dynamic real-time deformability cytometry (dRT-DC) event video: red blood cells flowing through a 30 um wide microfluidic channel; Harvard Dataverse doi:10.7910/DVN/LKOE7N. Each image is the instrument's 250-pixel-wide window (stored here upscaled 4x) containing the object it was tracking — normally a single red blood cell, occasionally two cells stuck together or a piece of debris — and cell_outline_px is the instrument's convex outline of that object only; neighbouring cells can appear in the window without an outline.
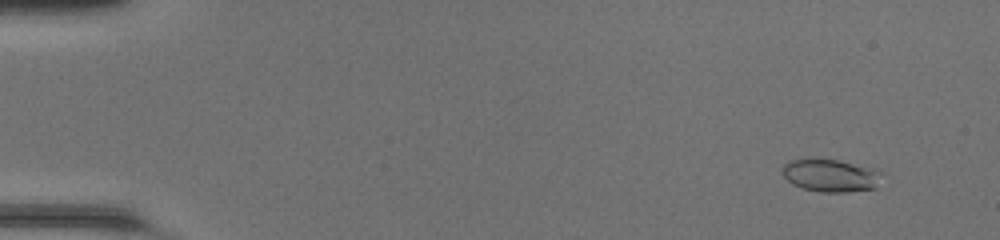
{"species": "common noctule bat (a hibernating species)", "species_latin": "Nyctalus noctula", "temperature_condition": "room temperature", "stored_images_in_passage": 49, "camera_frame_rate_fps": 3000, "um_per_image_px": 0.085, "animal": {"sex": "female", "body_mass_g": 20.0, "forearm_length_mm": 54.0}, "frame": {"image": 1, "passage_image": 4, "time_ms": 1.0, "image_size_px": [1000, 240], "cell_outline_px": [[884, 172], [876, 188], [848, 192], [820, 192], [804, 188], [792, 184], [780, 172], [784, 164], [788, 160], [816, 156], [876, 168]], "centroid_in_image_um": [70.59, 14.88], "position_along_channel_um": 14.4, "area_um2": 19.65}}
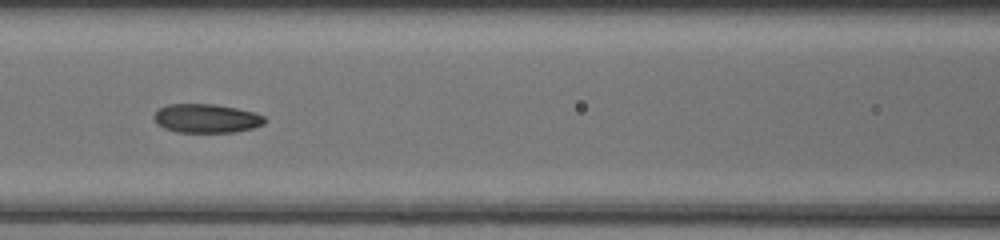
{"frame": {"image": 2, "passage_image": 23, "time_ms": 7.333, "image_size_px": [1000, 240], "cell_outline_px": [[268, 120], [264, 124], [252, 128], [236, 132], [176, 132], [164, 128], [156, 124], [152, 116], [160, 108], [168, 104], [216, 104], [256, 112], [264, 116]], "centroid_in_image_um": [17.56, 10.06], "position_along_channel_um": 149.0, "area_um2": 18.84}}
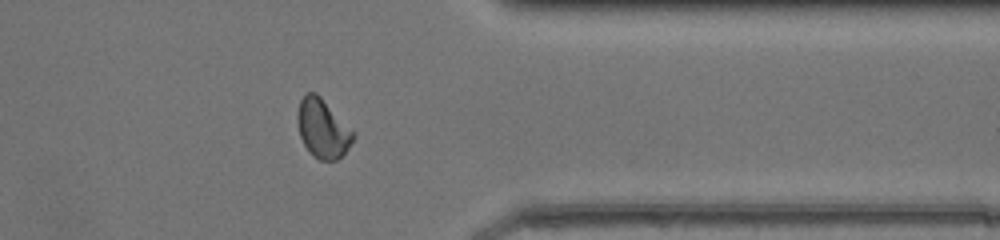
{"frame": {"image": 3, "passage_image": 40, "time_ms": 13.0, "image_size_px": [1000, 240], "cell_outline_px": [[356, 136], [348, 148], [336, 160], [320, 160], [312, 156], [304, 144], [300, 136], [296, 120], [296, 116], [300, 100], [308, 92], [316, 92], [356, 132]], "centroid_in_image_um": [27.43, 10.92], "position_along_channel_um": 384.0, "area_um2": 19.25}, "authors_computed_cell_mechanics": {"area_um2": 18.785, "velocity_mm_per_s": 4.3058, "shape_relaxation_time_tau1_ms": 4.976, "shape_relaxation_time_tau2_ms": 1.8394, "deformation_change_tau1": 0.1488, "deformation_change_tau2": 0.0652}}